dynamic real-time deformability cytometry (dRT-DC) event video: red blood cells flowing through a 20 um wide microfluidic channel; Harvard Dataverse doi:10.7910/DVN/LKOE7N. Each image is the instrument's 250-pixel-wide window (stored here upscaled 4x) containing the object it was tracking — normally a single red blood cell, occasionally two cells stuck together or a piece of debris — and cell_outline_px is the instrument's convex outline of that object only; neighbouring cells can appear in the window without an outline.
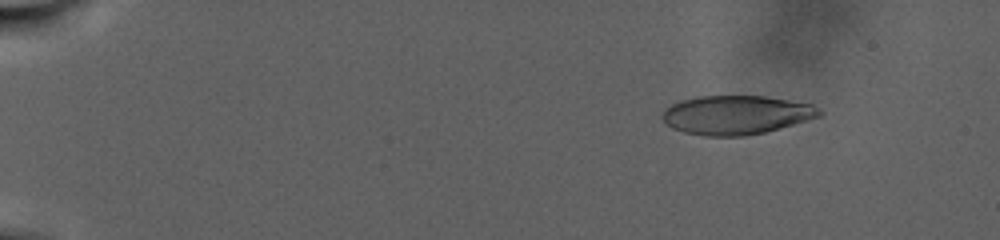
{"species": "human", "species_latin": "Homo sapiens", "temperature_condition": "warm", "stored_images_in_passage": 99, "camera_frame_rate_fps": 3000, "um_per_image_px": 0.085, "donor": {"sex": "male"}, "frame": {"image": 1, "passage_image": 14, "time_ms": 4.333, "image_size_px": [1000, 240], "cell_outline_px": [[824, 112], [820, 116], [808, 120], [764, 132], [744, 136], [704, 136], [684, 132], [672, 128], [660, 116], [672, 104], [680, 100], [700, 96], [764, 96], [812, 104], [820, 108]], "centroid_in_image_um": [62.6, 9.77], "position_along_channel_um": 22.4, "area_um2": 35.49}}
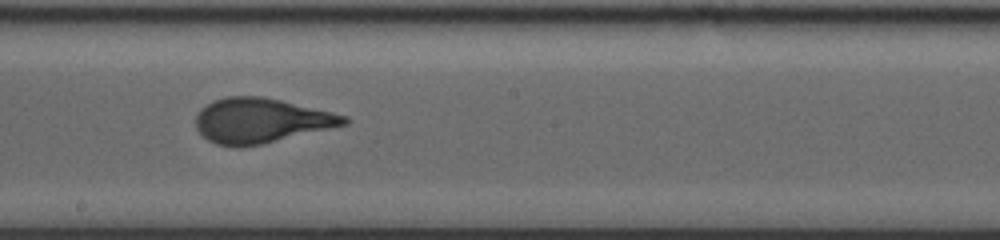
{"frame": {"image": 2, "passage_image": 60, "time_ms": 19.667, "image_size_px": [1000, 240], "cell_outline_px": [[348, 124], [264, 144], [240, 148], [236, 148], [216, 144], [208, 140], [196, 128], [196, 116], [200, 108], [212, 100], [228, 96], [260, 96], [280, 100], [332, 112], [348, 116]], "centroid_in_image_um": [22.15, 10.26], "position_along_channel_um": 226.0, "area_um2": 38.9}}
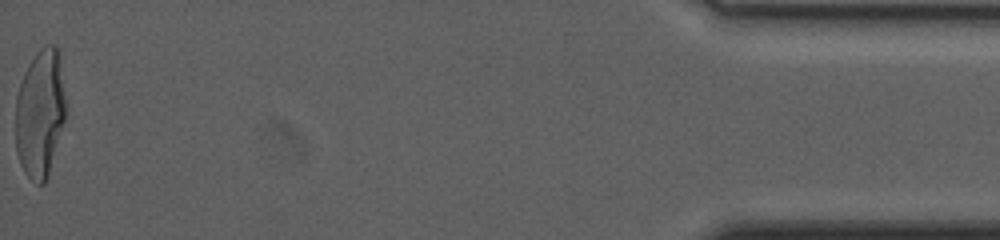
{"frame": {"image": 3, "passage_image": 99, "time_ms": 32.667, "image_size_px": [1000, 240], "cell_outline_px": [[64, 120], [48, 176], [44, 184], [36, 184], [24, 172], [20, 164], [16, 152], [16, 96], [24, 72], [28, 64], [36, 52], [44, 44], [56, 44], [60, 48], [64, 96]], "centroid_in_image_um": [3.4, 9.58], "position_along_channel_um": 431.8, "area_um2": 37.63}, "authors_computed_cell_mechanics": {"area_um2": 37.8012, "velocity_mm_per_s": 2.2103, "shape_relaxation_time_tau1_ms": 9.76, "shape_relaxation_time_tau2_ms": null, "deformation_change_tau1": 0.2733, "deformation_change_tau2": null}}